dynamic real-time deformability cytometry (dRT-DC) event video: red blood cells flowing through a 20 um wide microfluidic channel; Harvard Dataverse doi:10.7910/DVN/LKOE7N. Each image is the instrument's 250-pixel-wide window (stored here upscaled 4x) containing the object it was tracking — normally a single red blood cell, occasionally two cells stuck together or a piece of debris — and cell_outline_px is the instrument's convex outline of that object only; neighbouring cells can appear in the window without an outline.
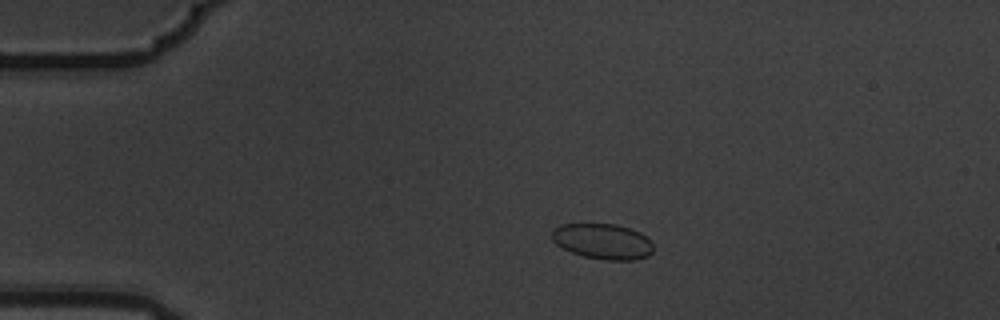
{"species": "common noctule bat (a hibernating species)", "species_latin": "Nyctalus noctula", "temperature_condition": "warm", "stored_images_in_passage": 14, "camera_frame_rate_fps": 3000, "um_per_image_px": 0.085, "animal": {"sex": "male", "body_mass_g": 19.5, "forearm_length_mm": 54.6}, "frame": {"image": 1, "passage_image": 3, "time_ms": 0.667, "image_size_px": [1000, 320], "cell_outline_px": [[652, 252], [648, 256], [636, 260], [604, 260], [584, 256], [572, 252], [556, 244], [552, 240], [552, 228], [560, 224], [616, 224], [640, 232], [652, 244]], "centroid_in_image_um": [51.21, 20.51], "position_along_channel_um": 33.8, "area_um2": 20.92}}
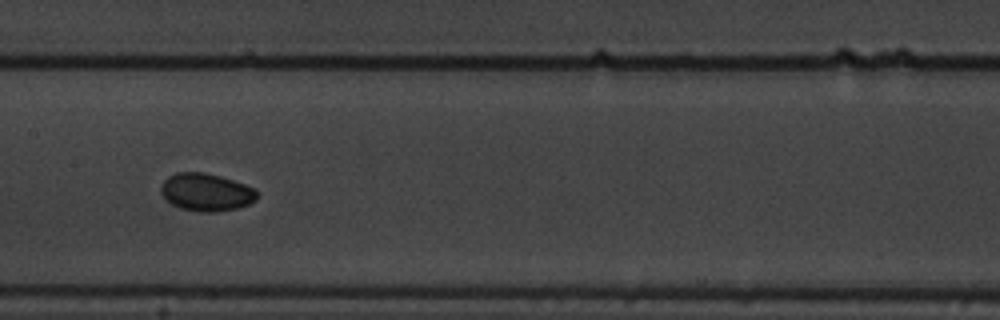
{"frame": {"image": 2, "passage_image": 7, "time_ms": 2.0, "image_size_px": [1000, 320], "cell_outline_px": [[260, 192], [256, 200], [248, 204], [236, 208], [216, 212], [200, 212], [180, 208], [172, 204], [160, 192], [160, 184], [168, 176], [176, 172], [204, 172], [220, 176], [256, 188]], "centroid_in_image_um": [17.54, 16.33], "position_along_channel_um": 189.9, "area_um2": 21.27}}
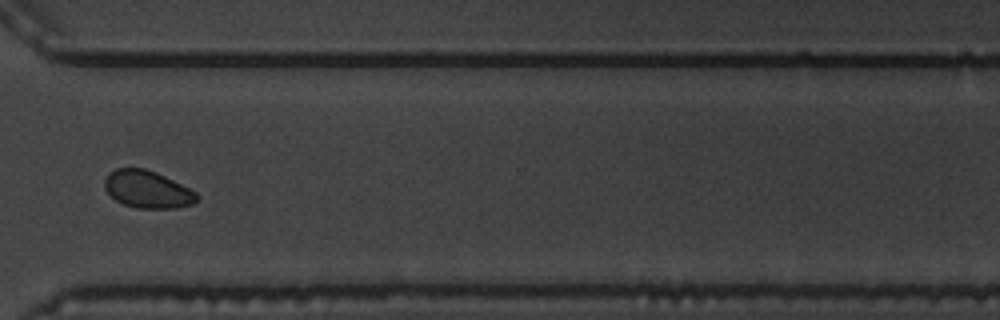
{"frame": {"image": 3, "passage_image": 11, "time_ms": 3.333, "image_size_px": [1000, 320], "cell_outline_px": [[200, 200], [192, 204], [176, 208], [136, 208], [124, 204], [116, 200], [104, 188], [104, 180], [108, 172], [116, 168], [144, 168], [156, 172], [196, 192], [200, 196]], "centroid_in_image_um": [12.53, 16.1], "position_along_channel_um": 358.1, "area_um2": 20.11}}